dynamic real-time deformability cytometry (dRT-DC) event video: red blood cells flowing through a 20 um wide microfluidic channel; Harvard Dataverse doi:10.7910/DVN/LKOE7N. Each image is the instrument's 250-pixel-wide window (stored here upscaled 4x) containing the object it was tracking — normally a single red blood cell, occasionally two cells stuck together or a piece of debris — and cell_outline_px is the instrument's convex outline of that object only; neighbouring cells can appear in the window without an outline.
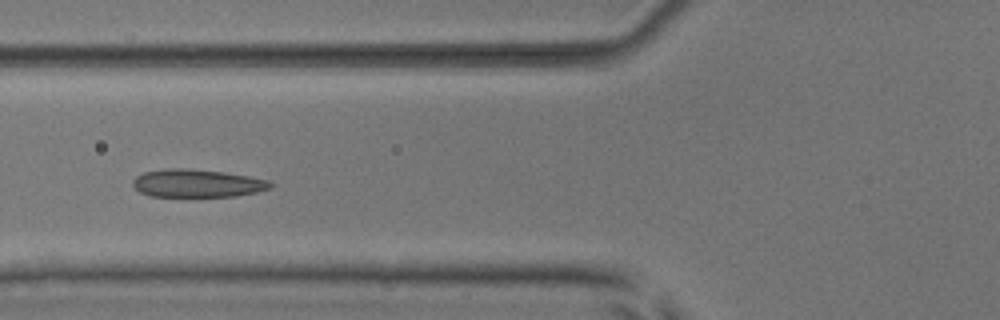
{"species": "common noctule bat (a hibernating species)", "species_latin": "Nyctalus noctula", "temperature_condition": "room temperature", "stored_images_in_passage": 6, "camera_frame_rate_fps": 3000, "um_per_image_px": 0.085, "animal": {"sex": "male", "body_mass_g": 17.9, "forearm_length_mm": 54.2}, "frame": {"image": 1, "passage_image": 6, "time_ms": 6.667, "image_size_px": [1000, 320], "cell_outline_px": [[276, 184], [272, 188], [256, 192], [236, 196], [148, 196], [140, 192], [132, 184], [132, 180], [136, 176], [144, 172], [164, 168], [188, 168], [224, 172], [248, 176], [268, 180]], "centroid_in_image_um": [16.77, 15.57], "position_along_channel_um": 109.0, "area_um2": 22.54}}